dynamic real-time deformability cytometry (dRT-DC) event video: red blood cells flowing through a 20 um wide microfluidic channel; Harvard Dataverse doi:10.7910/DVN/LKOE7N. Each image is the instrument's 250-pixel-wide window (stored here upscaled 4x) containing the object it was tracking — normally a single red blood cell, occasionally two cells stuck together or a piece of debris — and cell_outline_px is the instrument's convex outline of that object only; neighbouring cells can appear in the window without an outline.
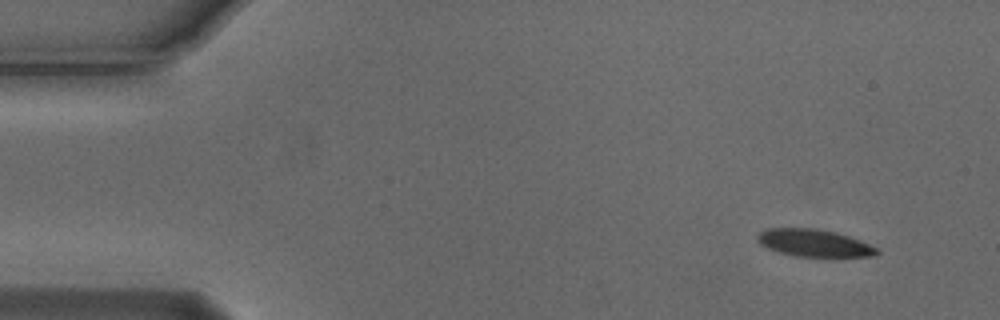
{"species": "Egyptian fruit bat (a non-hibernating species)", "species_latin": "Rousettus aegyptiacus", "temperature_condition": "cold", "stored_images_in_passage": 4, "camera_frame_rate_fps": 3000, "um_per_image_px": 0.085, "animal": {"sex": "male"}, "frame": {"image": 1, "passage_image": 1, "time_ms": 0.0, "image_size_px": [1000, 320], "cell_outline_px": [[880, 252], [876, 256], [832, 260], [828, 260], [792, 256], [776, 252], [760, 244], [756, 240], [756, 236], [760, 232], [768, 228], [816, 228], [836, 232], [860, 240], [876, 248]], "centroid_in_image_um": [69.25, 20.73], "position_along_channel_um": 15.8, "area_um2": 20.29}}
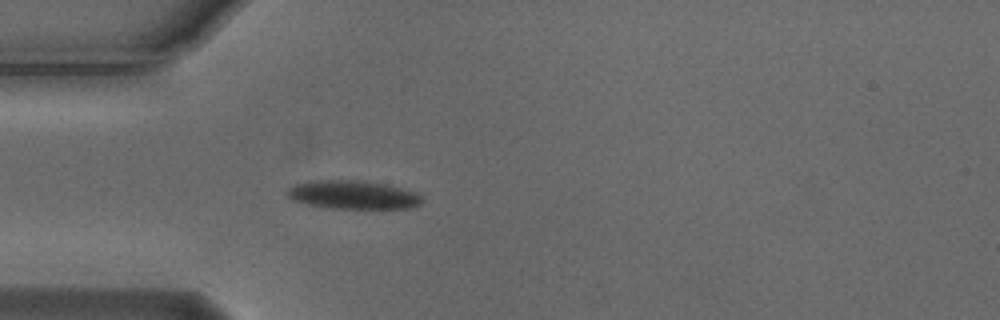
{"frame": {"image": 2, "passage_image": 4, "time_ms": 1.0, "image_size_px": [1000, 320], "cell_outline_px": [[424, 200], [420, 204], [412, 208], [324, 208], [292, 200], [284, 192], [292, 184], [308, 180], [364, 180], [384, 184], [400, 188], [412, 192], [420, 196]], "centroid_in_image_um": [29.91, 16.55], "position_along_channel_um": 55.1, "area_um2": 22.54}}